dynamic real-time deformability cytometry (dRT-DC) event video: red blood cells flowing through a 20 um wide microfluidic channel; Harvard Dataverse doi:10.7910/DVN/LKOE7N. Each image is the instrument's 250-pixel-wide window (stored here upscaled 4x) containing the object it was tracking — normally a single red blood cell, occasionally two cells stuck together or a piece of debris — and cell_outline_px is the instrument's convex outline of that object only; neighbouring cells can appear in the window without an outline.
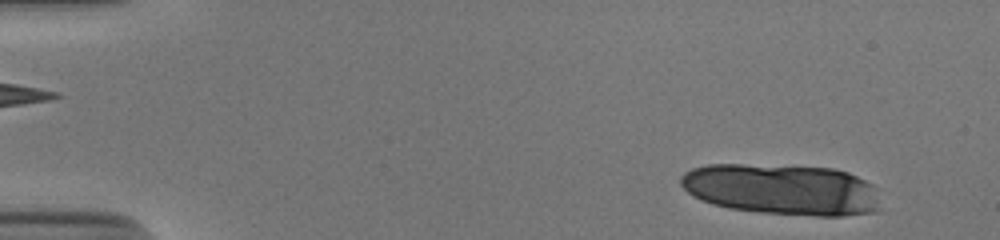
{"species": "human", "species_latin": "Homo sapiens", "temperature_condition": "cold", "stored_images_in_passage": 16, "camera_frame_rate_fps": 3000, "um_per_image_px": 0.085, "donor": {"sex": "male"}, "frame": {"image": 1, "passage_image": 3, "time_ms": 0.667, "image_size_px": [1000, 240], "cell_outline_px": [[880, 208], [876, 212], [840, 216], [816, 216], [760, 212], [728, 208], [712, 204], [700, 200], [692, 196], [680, 184], [680, 176], [684, 172], [692, 168], [708, 164], [740, 164], [832, 168], [848, 172], [872, 184]], "centroid_in_image_um": [66.42, 16.1], "position_along_channel_um": 18.6, "area_um2": 59.42}}